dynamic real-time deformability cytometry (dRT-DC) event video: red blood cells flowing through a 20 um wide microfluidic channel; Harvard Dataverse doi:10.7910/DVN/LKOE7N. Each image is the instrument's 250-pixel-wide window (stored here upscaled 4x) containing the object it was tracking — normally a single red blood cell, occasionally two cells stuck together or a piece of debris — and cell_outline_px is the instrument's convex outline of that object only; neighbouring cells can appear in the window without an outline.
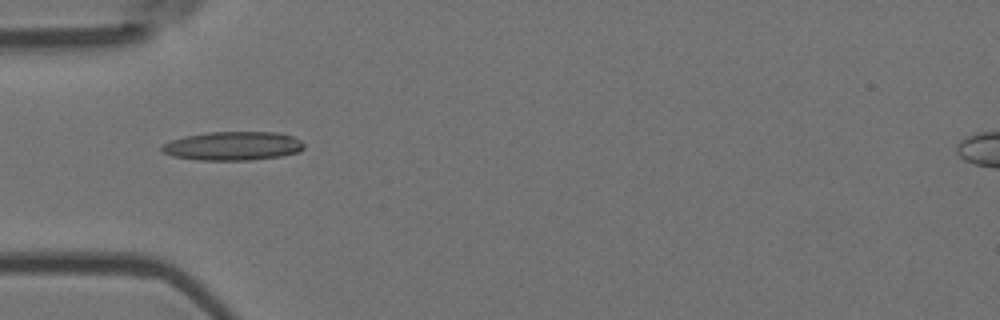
{"species": "Egyptian fruit bat (a non-hibernating species)", "species_latin": "Rousettus aegyptiacus", "temperature_condition": "room temperature", "stored_images_in_passage": 6, "camera_frame_rate_fps": 3000, "um_per_image_px": 0.085, "animal": {"sex": "female"}, "frame": {"image": 1, "passage_image": 4, "time_ms": 1.0, "image_size_px": [1000, 320], "cell_outline_px": [[304, 148], [300, 152], [280, 156], [248, 160], [196, 160], [172, 156], [164, 152], [160, 148], [164, 144], [172, 140], [184, 136], [208, 132], [276, 132], [292, 136], [300, 140], [304, 144]], "centroid_in_image_um": [19.81, 12.41], "position_along_channel_um": 65.2, "area_um2": 23.81}}
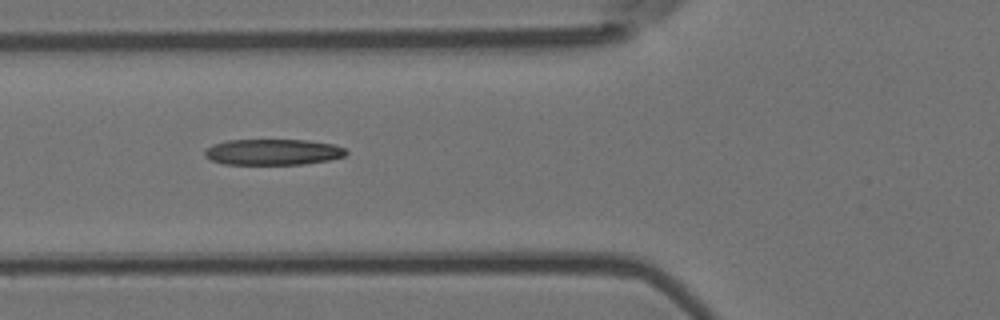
{"frame": {"image": 2, "passage_image": 5, "time_ms": 1.333, "image_size_px": [1000, 320], "cell_outline_px": [[348, 152], [344, 156], [328, 160], [304, 164], [224, 164], [212, 160], [204, 156], [204, 152], [212, 144], [228, 140], [308, 140], [332, 144], [344, 148]], "centroid_in_image_um": [23.19, 12.92], "position_along_channel_um": 102.6, "area_um2": 21.27}}
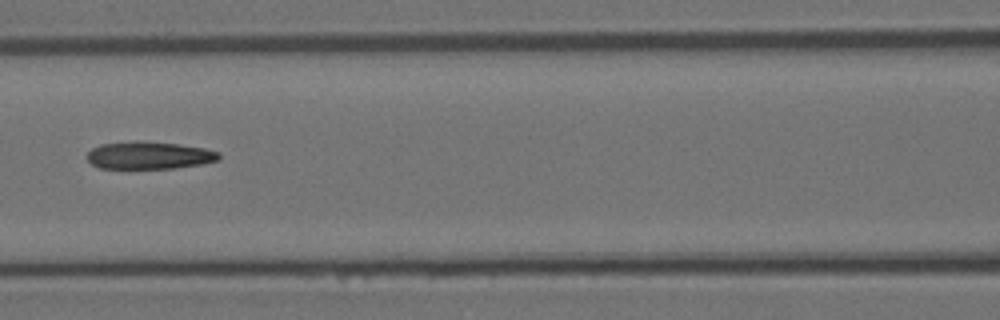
{"frame": {"image": 3, "passage_image": 6, "time_ms": 1.667, "image_size_px": [1000, 320], "cell_outline_px": [[220, 156], [216, 160], [200, 164], [176, 168], [100, 168], [92, 164], [88, 160], [88, 152], [92, 148], [100, 144], [132, 140], [136, 140], [176, 144], [204, 148], [220, 152]], "centroid_in_image_um": [12.64, 13.19], "position_along_channel_um": 154.0, "area_um2": 21.04}}